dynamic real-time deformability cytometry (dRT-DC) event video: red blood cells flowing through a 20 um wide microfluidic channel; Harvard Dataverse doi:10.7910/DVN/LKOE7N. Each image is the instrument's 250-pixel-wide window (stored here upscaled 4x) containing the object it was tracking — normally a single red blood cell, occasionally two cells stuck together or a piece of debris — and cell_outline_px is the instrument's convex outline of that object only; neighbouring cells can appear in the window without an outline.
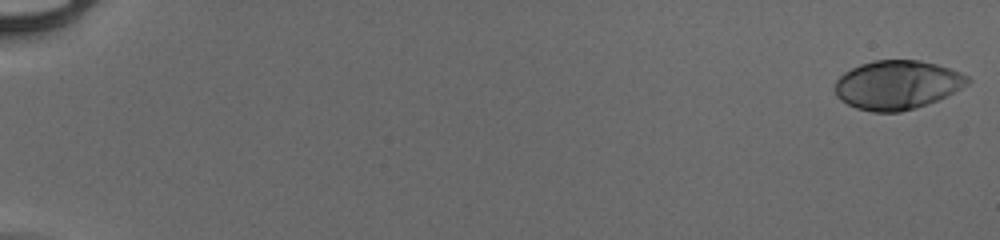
{"species": "human", "species_latin": "Homo sapiens", "temperature_condition": "cold", "stored_images_in_passage": 55, "camera_frame_rate_fps": 3000, "um_per_image_px": 0.085, "donor": {"sex": "male"}, "frame": {"image": 1, "passage_image": 1, "time_ms": 0.0, "image_size_px": [1000, 240], "cell_outline_px": [[972, 80], [968, 84], [936, 100], [916, 108], [900, 112], [872, 112], [856, 108], [840, 100], [836, 96], [832, 88], [836, 80], [844, 72], [860, 64], [872, 60], [920, 60], [936, 64], [960, 72], [968, 76]], "centroid_in_image_um": [76.21, 7.21], "position_along_channel_um": 8.8, "area_um2": 37.92}}
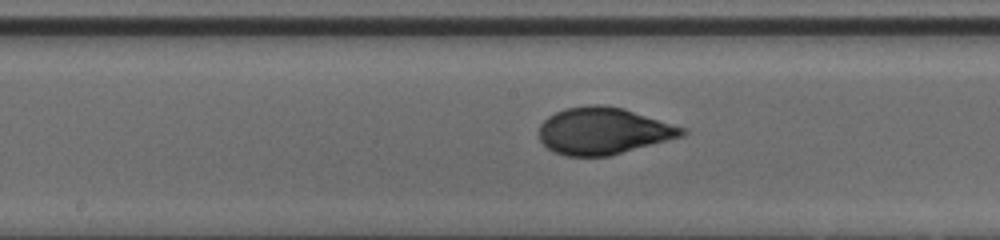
{"frame": {"image": 2, "passage_image": 31, "time_ms": 10.0, "image_size_px": [1000, 240], "cell_outline_px": [[688, 132], [684, 136], [608, 156], [564, 156], [548, 148], [540, 140], [540, 124], [548, 116], [564, 108], [592, 104], [600, 104], [624, 108], [688, 128]], "centroid_in_image_um": [51.32, 11.12], "position_along_channel_um": 196.9, "area_um2": 39.25}}
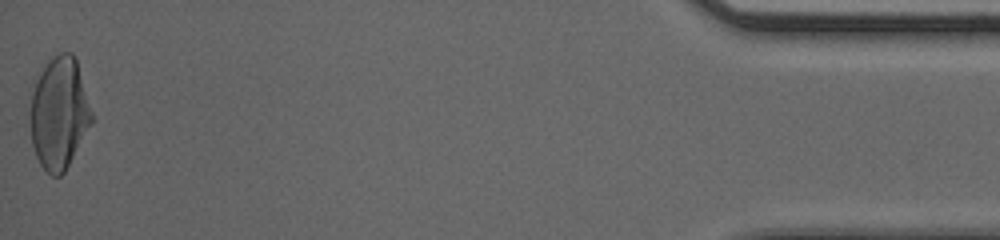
{"frame": {"image": 3, "passage_image": 55, "time_ms": 18.0, "image_size_px": [1000, 240], "cell_outline_px": [[92, 124], [64, 172], [60, 176], [52, 176], [40, 164], [36, 156], [32, 144], [32, 80], [60, 52], [72, 52], [76, 60], [92, 112]], "centroid_in_image_um": [5.03, 9.63], "position_along_channel_um": 430.2, "area_um2": 39.42}, "authors_computed_cell_mechanics": {"area_um2": 38.3214, "velocity_mm_per_s": 3.9259, "shape_relaxation_time_tau1_ms": 4.8344, "shape_relaxation_time_tau2_ms": null, "deformation_change_tau1": 0.209, "deformation_change_tau2": null}}